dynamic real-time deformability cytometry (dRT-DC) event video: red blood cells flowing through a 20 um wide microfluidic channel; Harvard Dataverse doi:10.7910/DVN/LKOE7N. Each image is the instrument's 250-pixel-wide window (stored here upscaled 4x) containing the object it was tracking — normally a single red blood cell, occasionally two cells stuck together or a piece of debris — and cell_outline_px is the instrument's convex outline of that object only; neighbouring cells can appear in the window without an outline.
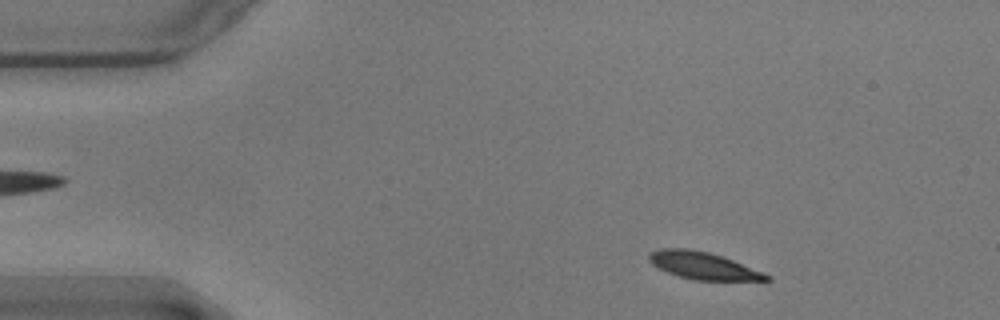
{"species": "common noctule bat (a hibernating species)", "species_latin": "Nyctalus noctula", "temperature_condition": "warm", "stored_images_in_passage": 53, "camera_frame_rate_fps": 3000, "um_per_image_px": 0.085, "animal": {"sex": "male", "body_mass_g": 17.9}, "frame": {"image": 1, "passage_image": 5, "time_ms": 1.333, "image_size_px": [1000, 320], "cell_outline_px": [[772, 280], [696, 280], [680, 276], [668, 272], [652, 264], [648, 260], [648, 252], [660, 248], [688, 248], [708, 252], [732, 260], [772, 276]], "centroid_in_image_um": [59.72, 22.57], "position_along_channel_um": 25.3, "area_um2": 18.38}}
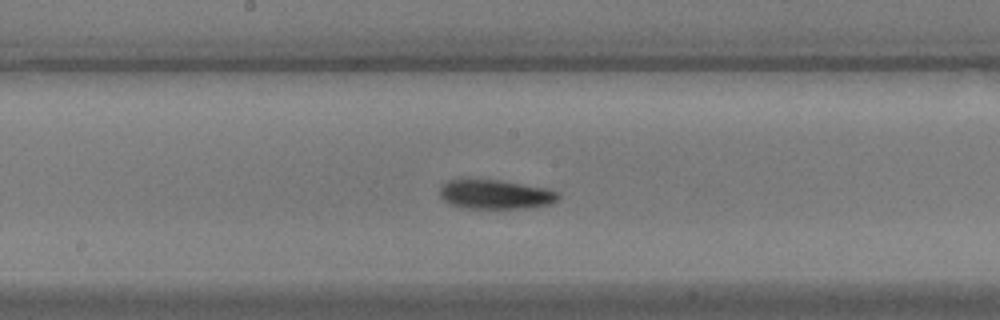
{"frame": {"image": 2, "passage_image": 26, "time_ms": 8.333, "image_size_px": [1000, 320], "cell_outline_px": [[560, 196], [552, 204], [528, 208], [464, 208], [452, 204], [444, 200], [440, 196], [440, 184], [448, 180], [500, 180], [548, 188], [560, 192]], "centroid_in_image_um": [42.15, 16.52], "position_along_channel_um": 206.1, "area_um2": 20.29}}
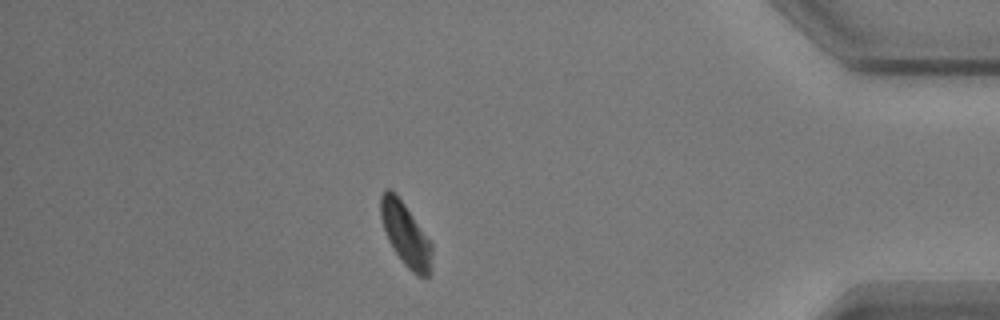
{"frame": {"image": 3, "passage_image": 46, "time_ms": 15.0, "image_size_px": [1000, 320], "cell_outline_px": [[432, 272], [428, 276], [416, 276], [404, 264], [392, 248], [388, 240], [380, 220], [380, 196], [384, 188], [388, 188], [396, 192], [432, 244]], "centroid_in_image_um": [34.46, 19.92], "position_along_channel_um": 400.7, "area_um2": 19.13}, "authors_computed_cell_mechanics": {"area_um2": 19.7098, "velocity_mm_per_s": 3.5298, "shape_relaxation_time_tau1_ms": 3.4353, "shape_relaxation_time_tau2_ms": null, "deformation_change_tau1": 0.1212, "deformation_change_tau2": null}}